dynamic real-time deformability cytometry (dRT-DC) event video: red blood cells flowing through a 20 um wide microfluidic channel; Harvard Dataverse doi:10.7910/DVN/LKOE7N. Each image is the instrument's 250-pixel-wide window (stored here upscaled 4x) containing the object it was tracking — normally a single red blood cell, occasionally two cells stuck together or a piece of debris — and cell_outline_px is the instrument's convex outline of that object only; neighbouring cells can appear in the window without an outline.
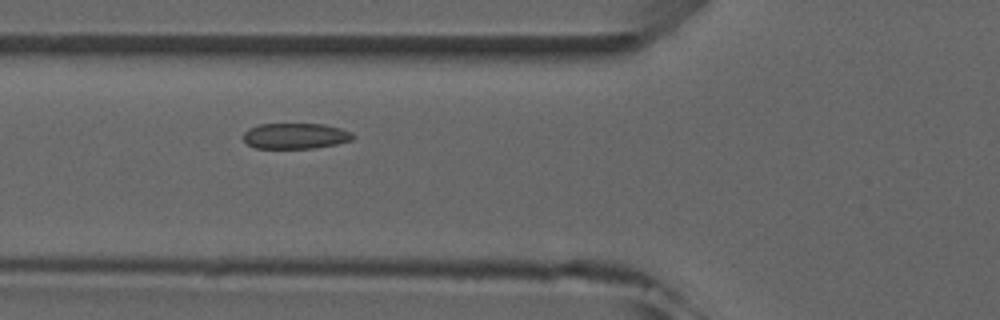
{"species": "common noctule bat (a hibernating species)", "species_latin": "Nyctalus noctula", "temperature_condition": "room temperature", "stored_images_in_passage": 5, "camera_frame_rate_fps": 3000, "um_per_image_px": 0.085, "animal": {"sex": "male", "forearm_length_mm": 52.5}, "frame": {"image": 1, "passage_image": 4, "time_ms": 3.667, "image_size_px": [1000, 320], "cell_outline_px": [[356, 136], [352, 140], [336, 144], [312, 148], [256, 148], [248, 144], [244, 140], [244, 132], [248, 128], [260, 124], [324, 124], [340, 128], [352, 132]], "centroid_in_image_um": [25.13, 11.55], "position_along_channel_um": 100.7, "area_um2": 16.42}}
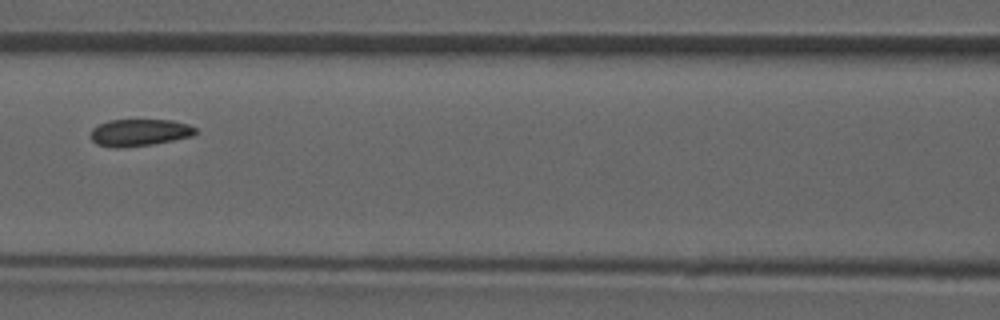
{"frame": {"image": 2, "passage_image": 5, "time_ms": 5.0, "image_size_px": [1000, 320], "cell_outline_px": [[196, 132], [192, 136], [152, 144], [116, 148], [96, 144], [92, 140], [92, 128], [108, 120], [172, 120], [188, 124], [196, 128]], "centroid_in_image_um": [11.85, 11.26], "position_along_channel_um": 154.7, "area_um2": 16.3}}